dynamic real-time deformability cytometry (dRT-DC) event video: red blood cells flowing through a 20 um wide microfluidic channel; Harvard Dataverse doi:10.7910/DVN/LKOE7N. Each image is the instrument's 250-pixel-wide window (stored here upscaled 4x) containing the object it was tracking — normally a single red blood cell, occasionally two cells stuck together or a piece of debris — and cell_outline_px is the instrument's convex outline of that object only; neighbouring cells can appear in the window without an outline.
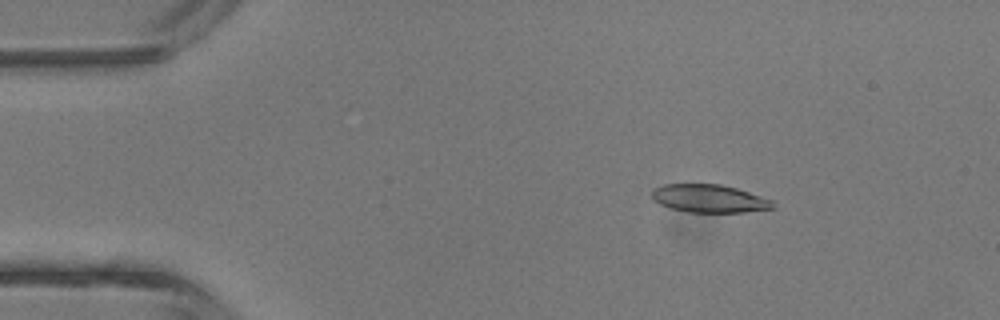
{"species": "common noctule bat (a hibernating species)", "species_latin": "Nyctalus noctula", "temperature_condition": "room temperature", "stored_images_in_passage": 5, "camera_frame_rate_fps": 3000, "um_per_image_px": 0.085, "animal": {"sex": "male", "body_mass_g": 13.3}, "frame": {"image": 1, "passage_image": 2, "time_ms": 1.333, "image_size_px": [1000, 320], "cell_outline_px": [[776, 208], [744, 212], [688, 212], [668, 208], [652, 200], [652, 188], [664, 184], [720, 184], [736, 188], [772, 200]], "centroid_in_image_um": [60.25, 16.88], "position_along_channel_um": 24.8, "area_um2": 19.83}}
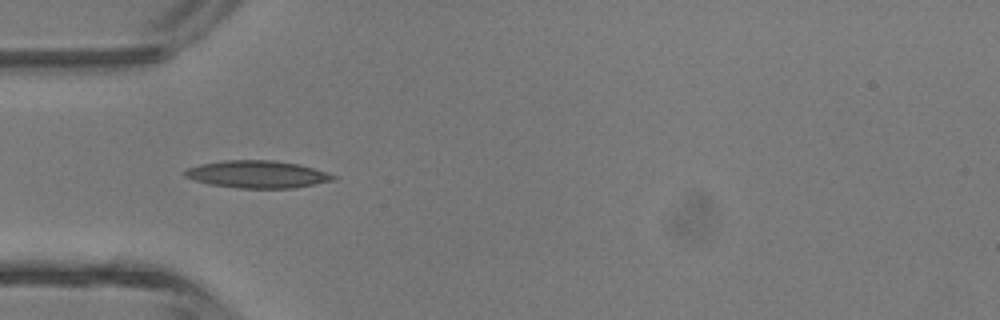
{"frame": {"image": 2, "passage_image": 4, "time_ms": 3.667, "image_size_px": [1000, 320], "cell_outline_px": [[336, 180], [316, 184], [292, 188], [240, 188], [208, 184], [184, 176], [184, 172], [188, 168], [200, 164], [224, 160], [272, 160], [300, 164], [336, 176]], "centroid_in_image_um": [21.87, 14.81], "position_along_channel_um": 63.1, "area_um2": 23.52}}